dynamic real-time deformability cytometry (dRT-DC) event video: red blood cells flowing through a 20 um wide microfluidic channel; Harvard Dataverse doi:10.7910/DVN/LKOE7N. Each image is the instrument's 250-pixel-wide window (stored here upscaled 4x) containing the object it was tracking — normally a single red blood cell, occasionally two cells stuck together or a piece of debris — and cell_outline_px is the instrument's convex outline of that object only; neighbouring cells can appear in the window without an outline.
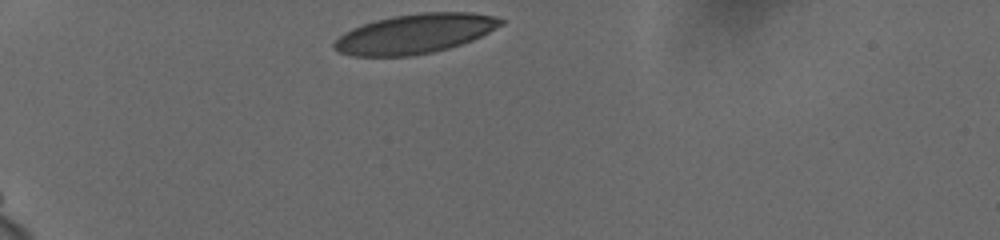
{"species": "human", "species_latin": "Homo sapiens", "temperature_condition": "cold", "stored_images_in_passage": 33, "camera_frame_rate_fps": 3000, "um_per_image_px": 0.085, "donor": {"sex": "female"}, "frame": {"image": 1, "passage_image": 1, "time_ms": 0.0, "image_size_px": [1000, 240], "cell_outline_px": [[504, 24], [472, 40], [448, 48], [432, 52], [412, 56], [352, 56], [340, 52], [332, 48], [332, 44], [344, 32], [352, 28], [376, 20], [392, 16], [420, 12], [472, 12], [496, 16], [504, 20]], "centroid_in_image_um": [35.27, 2.86], "position_along_channel_um": 49.7, "area_um2": 38.38}}
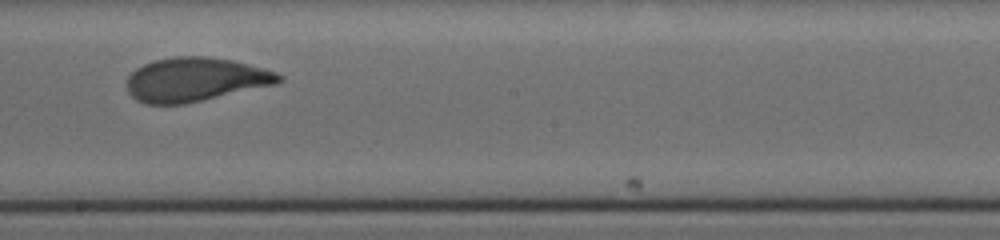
{"frame": {"image": 2, "passage_image": 19, "time_ms": 6.0, "image_size_px": [1000, 240], "cell_outline_px": [[284, 80], [276, 84], [184, 104], [144, 104], [136, 100], [128, 92], [128, 76], [136, 68], [144, 64], [156, 60], [176, 56], [208, 56], [232, 60], [264, 68], [276, 72], [284, 76]], "centroid_in_image_um": [16.62, 6.76], "position_along_channel_um": 231.6, "area_um2": 38.84}}
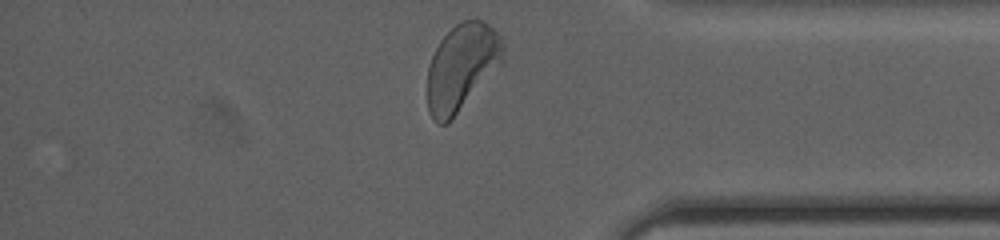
{"frame": {"image": 3, "passage_image": 33, "time_ms": 10.667, "image_size_px": [1000, 240], "cell_outline_px": [[504, 64], [452, 120], [448, 124], [440, 124], [428, 112], [428, 68], [432, 56], [440, 40], [456, 24], [464, 20], [484, 20], [500, 36], [504, 44]], "centroid_in_image_um": [39.3, 5.73], "position_along_channel_um": 395.9, "area_um2": 38.67}, "authors_computed_cell_mechanics": {"area_um2": 38.8416, "velocity_mm_per_s": 3.732, "shape_relaxation_time_tau1_ms": 3.1851, "shape_relaxation_time_tau2_ms": null, "deformation_change_tau1": 0.1508, "deformation_change_tau2": null}}